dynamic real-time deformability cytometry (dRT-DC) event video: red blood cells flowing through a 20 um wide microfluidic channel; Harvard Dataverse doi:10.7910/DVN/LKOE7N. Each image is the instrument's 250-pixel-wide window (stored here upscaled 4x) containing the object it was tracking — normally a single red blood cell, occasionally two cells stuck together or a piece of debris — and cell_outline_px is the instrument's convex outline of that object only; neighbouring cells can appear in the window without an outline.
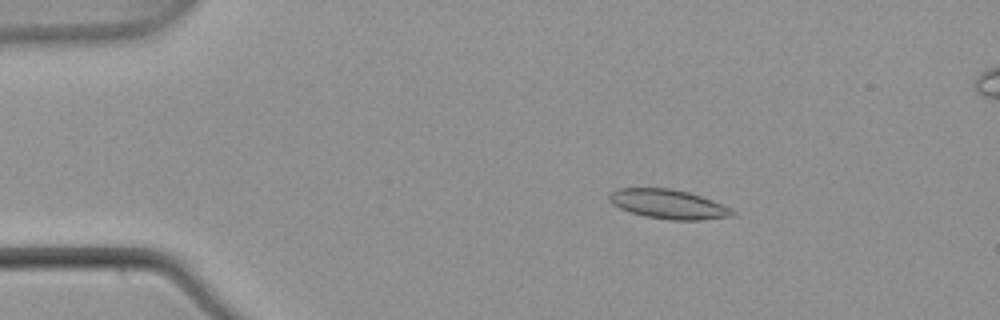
{"species": "common noctule bat (a hibernating species)", "species_latin": "Nyctalus noctula", "temperature_condition": "warm", "stored_images_in_passage": 55, "segment_of_instrument_passage": [1, 2], "camera_frame_rate_fps": 3000, "um_per_image_px": 0.085, "animal": {"sex": "male", "body_mass_g": 21.5, "forearm_length_mm": 52.0}, "frame": {"image": 1, "passage_image": 10, "time_ms": 3.0, "image_size_px": [1000, 320], "cell_outline_px": [[736, 212], [732, 216], [700, 220], [672, 220], [644, 216], [620, 208], [612, 204], [608, 200], [608, 192], [616, 188], [672, 188], [688, 192], [712, 200], [732, 208]], "centroid_in_image_um": [56.78, 17.34], "position_along_channel_um": 28.2, "area_um2": 21.15}}
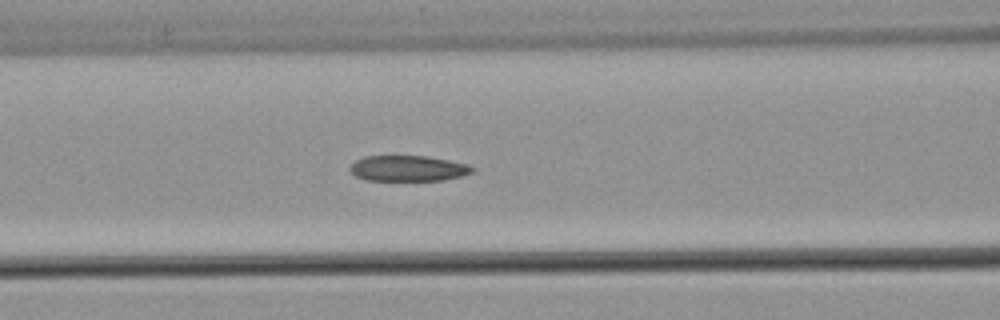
{"frame": {"image": 2, "passage_image": 23, "time_ms": 7.333, "image_size_px": [1000, 320], "cell_outline_px": [[476, 168], [472, 172], [460, 176], [444, 180], [364, 180], [348, 172], [348, 168], [356, 160], [364, 156], [428, 156], [448, 160], [464, 164]], "centroid_in_image_um": [34.62, 14.31], "position_along_channel_um": 132.0, "area_um2": 18.26}}
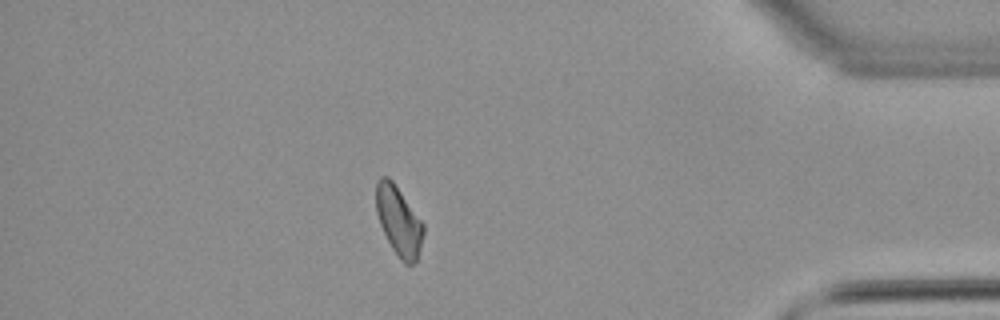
{"frame": {"image": 3, "passage_image": 47, "time_ms": 15.333, "image_size_px": [1000, 320], "cell_outline_px": [[424, 232], [416, 260], [412, 264], [404, 264], [400, 260], [392, 248], [380, 224], [376, 212], [376, 184], [380, 176], [388, 176], [392, 180], [424, 224]], "centroid_in_image_um": [33.88, 18.77], "position_along_channel_um": 401.3, "area_um2": 18.84}}